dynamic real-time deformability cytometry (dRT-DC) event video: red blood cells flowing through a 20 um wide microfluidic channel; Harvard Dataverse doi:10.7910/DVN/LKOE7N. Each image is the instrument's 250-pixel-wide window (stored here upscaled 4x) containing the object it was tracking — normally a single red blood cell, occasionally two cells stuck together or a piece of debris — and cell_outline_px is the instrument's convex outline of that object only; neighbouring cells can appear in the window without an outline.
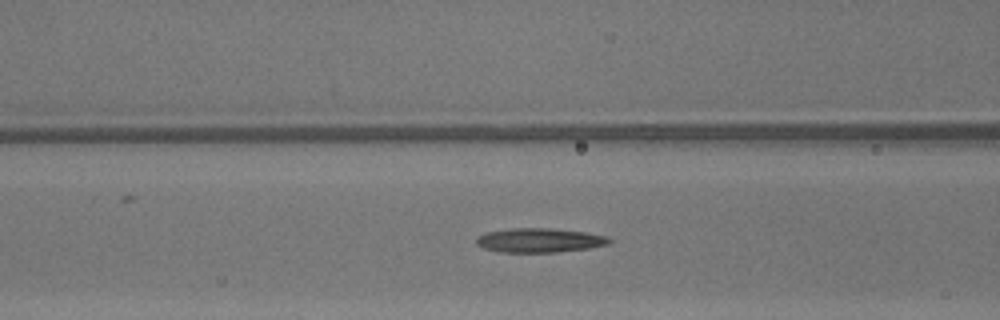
{"species": "common noctule bat (a hibernating species)", "species_latin": "Nyctalus noctula", "temperature_condition": "warm", "stored_images_in_passage": 48, "camera_frame_rate_fps": 3000, "um_per_image_px": 0.085, "animal": {"sex": "male", "body_mass_g": 13.3}, "frame": {"image": 1, "passage_image": 20, "time_ms": 6.333, "image_size_px": [1000, 320], "cell_outline_px": [[612, 240], [608, 244], [592, 248], [556, 252], [500, 252], [484, 248], [476, 244], [476, 240], [480, 236], [488, 232], [512, 228], [548, 228], [588, 232], [604, 236]], "centroid_in_image_um": [45.89, 20.43], "position_along_channel_um": 120.7, "area_um2": 18.67}}
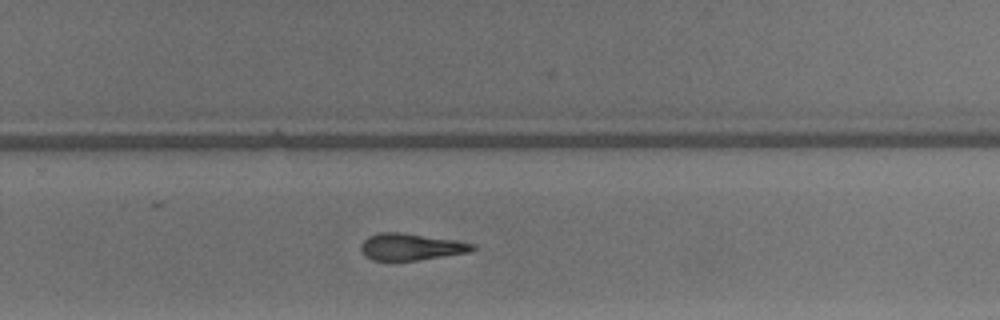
{"frame": {"image": 2, "passage_image": 32, "time_ms": 10.333, "image_size_px": [1000, 320], "cell_outline_px": [[476, 248], [472, 252], [420, 260], [372, 260], [364, 256], [360, 248], [360, 244], [368, 236], [380, 232], [400, 232], [456, 240], [476, 244]], "centroid_in_image_um": [34.95, 20.98], "position_along_channel_um": 294.9, "area_um2": 17.63}}
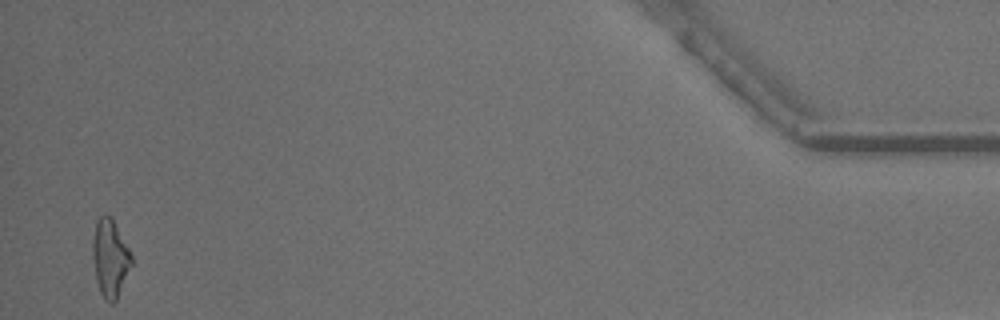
{"frame": {"image": 3, "passage_image": 47, "time_ms": 15.333, "image_size_px": [1000, 320], "cell_outline_px": [[132, 264], [116, 300], [112, 304], [108, 304], [104, 300], [100, 292], [96, 280], [92, 256], [92, 244], [96, 220], [100, 216], [112, 216], [132, 256]], "centroid_in_image_um": [9.34, 21.96], "position_along_channel_um": 425.9, "area_um2": 17.57}, "authors_computed_cell_mechanics": {"area_um2": 18.1203, "velocity_mm_per_s": 4.3576, "shape_relaxation_time_tau1_ms": null, "shape_relaxation_time_tau2_ms": 10.2284, "deformation_change_tau1": null, "deformation_change_tau2": 0.3118}}